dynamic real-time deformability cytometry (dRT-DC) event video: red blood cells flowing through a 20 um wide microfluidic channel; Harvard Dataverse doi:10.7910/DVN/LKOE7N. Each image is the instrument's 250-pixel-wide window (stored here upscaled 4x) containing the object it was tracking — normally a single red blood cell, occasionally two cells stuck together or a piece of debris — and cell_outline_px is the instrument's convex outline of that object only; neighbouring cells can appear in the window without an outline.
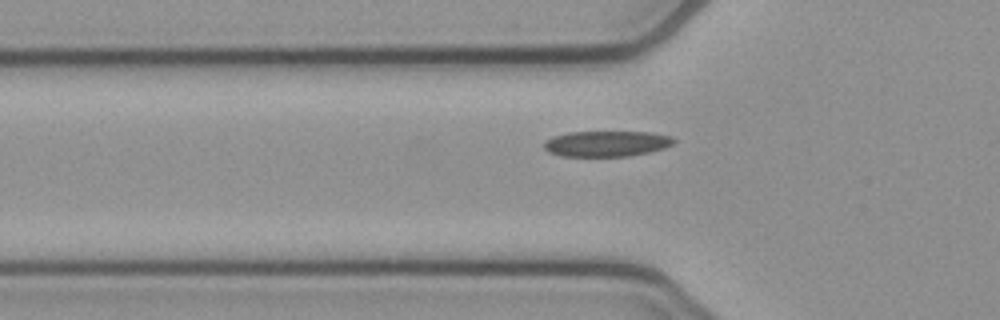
{"species": "common noctule bat (a hibernating species)", "species_latin": "Nyctalus noctula", "temperature_condition": "cold", "stored_images_in_passage": 39, "camera_frame_rate_fps": 3000, "um_per_image_px": 0.085, "animal": {"sex": "female", "body_mass_g": 21.9}, "frame": {"image": 1, "passage_image": 3, "time_ms": 0.667, "image_size_px": [1000, 320], "cell_outline_px": [[676, 140], [672, 144], [664, 148], [648, 152], [628, 156], [560, 156], [548, 152], [544, 148], [544, 140], [552, 136], [568, 132], [648, 132], [672, 136]], "centroid_in_image_um": [51.52, 12.21], "position_along_channel_um": 74.3, "area_um2": 19.48}}
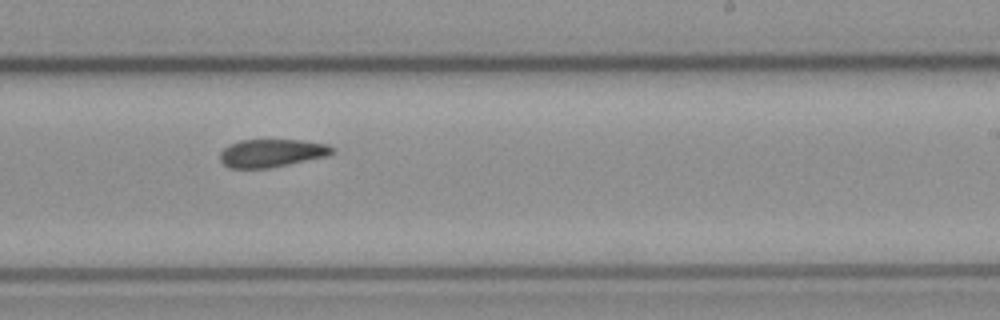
{"frame": {"image": 2, "passage_image": 18, "time_ms": 5.667, "image_size_px": [1000, 320], "cell_outline_px": [[336, 152], [328, 156], [268, 168], [228, 168], [220, 160], [220, 152], [228, 144], [240, 140], [300, 140], [328, 144], [336, 148]], "centroid_in_image_um": [23.12, 13.0], "position_along_channel_um": 265.9, "area_um2": 18.44}}
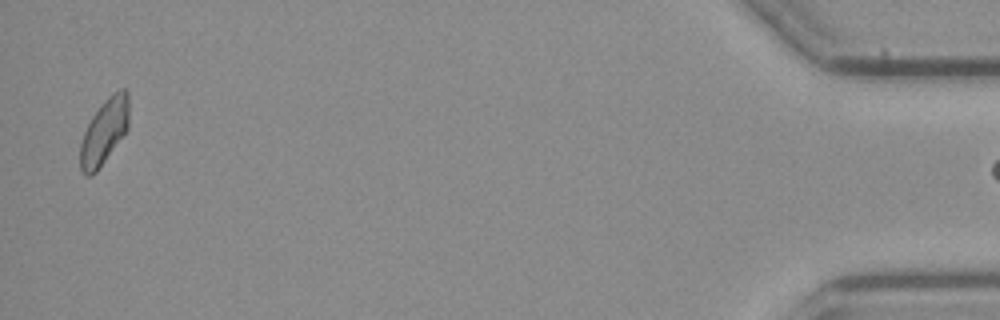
{"frame": {"image": 3, "passage_image": 38, "time_ms": 12.333, "image_size_px": [1000, 320], "cell_outline_px": [[128, 128], [96, 172], [92, 176], [84, 176], [80, 168], [80, 144], [84, 132], [92, 116], [104, 100], [112, 92], [120, 88], [128, 88]], "centroid_in_image_um": [8.85, 11.16], "position_along_channel_um": 426.3, "area_um2": 18.5}}